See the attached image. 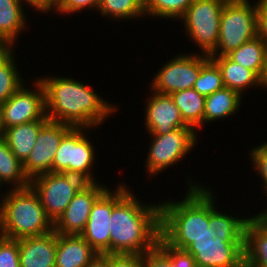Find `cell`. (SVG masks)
<instances>
[{"mask_svg":"<svg viewBox=\"0 0 267 267\" xmlns=\"http://www.w3.org/2000/svg\"><path fill=\"white\" fill-rule=\"evenodd\" d=\"M220 68L226 88L239 92L244 96L246 90L261 87L260 77L252 70L233 62L227 56H209Z\"/></svg>","mask_w":267,"mask_h":267,"instance_id":"obj_21","label":"cell"},{"mask_svg":"<svg viewBox=\"0 0 267 267\" xmlns=\"http://www.w3.org/2000/svg\"><path fill=\"white\" fill-rule=\"evenodd\" d=\"M3 186H5L2 182H1V180H0V191L2 190V189H4V187ZM6 190H4L3 192L5 193H3L2 194V191L0 192V204H1V202H2V200L4 199V197H5V195H6V192H5Z\"/></svg>","mask_w":267,"mask_h":267,"instance_id":"obj_45","label":"cell"},{"mask_svg":"<svg viewBox=\"0 0 267 267\" xmlns=\"http://www.w3.org/2000/svg\"><path fill=\"white\" fill-rule=\"evenodd\" d=\"M260 85H261L263 90H264V88L267 89V53L265 56L263 71H262V74L260 76Z\"/></svg>","mask_w":267,"mask_h":267,"instance_id":"obj_42","label":"cell"},{"mask_svg":"<svg viewBox=\"0 0 267 267\" xmlns=\"http://www.w3.org/2000/svg\"><path fill=\"white\" fill-rule=\"evenodd\" d=\"M23 6L20 0H0V40L13 48L20 34L29 26Z\"/></svg>","mask_w":267,"mask_h":267,"instance_id":"obj_20","label":"cell"},{"mask_svg":"<svg viewBox=\"0 0 267 267\" xmlns=\"http://www.w3.org/2000/svg\"><path fill=\"white\" fill-rule=\"evenodd\" d=\"M248 154L252 168L262 180L261 189H264L267 187V142L264 141V143L252 147Z\"/></svg>","mask_w":267,"mask_h":267,"instance_id":"obj_32","label":"cell"},{"mask_svg":"<svg viewBox=\"0 0 267 267\" xmlns=\"http://www.w3.org/2000/svg\"><path fill=\"white\" fill-rule=\"evenodd\" d=\"M108 188L109 186L100 181L86 183L54 223V230L63 235H80L87 224L93 204Z\"/></svg>","mask_w":267,"mask_h":267,"instance_id":"obj_14","label":"cell"},{"mask_svg":"<svg viewBox=\"0 0 267 267\" xmlns=\"http://www.w3.org/2000/svg\"><path fill=\"white\" fill-rule=\"evenodd\" d=\"M139 2V4L144 8L149 2L150 0H137Z\"/></svg>","mask_w":267,"mask_h":267,"instance_id":"obj_46","label":"cell"},{"mask_svg":"<svg viewBox=\"0 0 267 267\" xmlns=\"http://www.w3.org/2000/svg\"><path fill=\"white\" fill-rule=\"evenodd\" d=\"M226 0H194L179 19L184 33L203 54L209 55L217 46L221 14Z\"/></svg>","mask_w":267,"mask_h":267,"instance_id":"obj_8","label":"cell"},{"mask_svg":"<svg viewBox=\"0 0 267 267\" xmlns=\"http://www.w3.org/2000/svg\"><path fill=\"white\" fill-rule=\"evenodd\" d=\"M254 1L226 0L221 14L218 43L208 56H226L257 36L258 0Z\"/></svg>","mask_w":267,"mask_h":267,"instance_id":"obj_5","label":"cell"},{"mask_svg":"<svg viewBox=\"0 0 267 267\" xmlns=\"http://www.w3.org/2000/svg\"><path fill=\"white\" fill-rule=\"evenodd\" d=\"M59 1L60 0H52V12H54V9Z\"/></svg>","mask_w":267,"mask_h":267,"instance_id":"obj_48","label":"cell"},{"mask_svg":"<svg viewBox=\"0 0 267 267\" xmlns=\"http://www.w3.org/2000/svg\"><path fill=\"white\" fill-rule=\"evenodd\" d=\"M257 36L267 44V2L258 0L257 5Z\"/></svg>","mask_w":267,"mask_h":267,"instance_id":"obj_38","label":"cell"},{"mask_svg":"<svg viewBox=\"0 0 267 267\" xmlns=\"http://www.w3.org/2000/svg\"><path fill=\"white\" fill-rule=\"evenodd\" d=\"M13 49L1 62H0V104L10 98L24 83L22 72L18 70Z\"/></svg>","mask_w":267,"mask_h":267,"instance_id":"obj_28","label":"cell"},{"mask_svg":"<svg viewBox=\"0 0 267 267\" xmlns=\"http://www.w3.org/2000/svg\"><path fill=\"white\" fill-rule=\"evenodd\" d=\"M73 128L66 123L48 121L41 129L30 155L23 163L29 180L52 172L53 160L62 138Z\"/></svg>","mask_w":267,"mask_h":267,"instance_id":"obj_13","label":"cell"},{"mask_svg":"<svg viewBox=\"0 0 267 267\" xmlns=\"http://www.w3.org/2000/svg\"><path fill=\"white\" fill-rule=\"evenodd\" d=\"M188 176L186 194L181 200L160 203V237L170 246L186 250L195 239L214 238L209 227V186Z\"/></svg>","mask_w":267,"mask_h":267,"instance_id":"obj_2","label":"cell"},{"mask_svg":"<svg viewBox=\"0 0 267 267\" xmlns=\"http://www.w3.org/2000/svg\"><path fill=\"white\" fill-rule=\"evenodd\" d=\"M170 96L184 123L200 132V129L204 128L205 97L193 88L173 92Z\"/></svg>","mask_w":267,"mask_h":267,"instance_id":"obj_25","label":"cell"},{"mask_svg":"<svg viewBox=\"0 0 267 267\" xmlns=\"http://www.w3.org/2000/svg\"><path fill=\"white\" fill-rule=\"evenodd\" d=\"M99 5L100 0H60L54 9V13L57 12L58 15L64 14L66 16L67 14L74 15L78 12L81 13L84 9L86 11H97Z\"/></svg>","mask_w":267,"mask_h":267,"instance_id":"obj_34","label":"cell"},{"mask_svg":"<svg viewBox=\"0 0 267 267\" xmlns=\"http://www.w3.org/2000/svg\"><path fill=\"white\" fill-rule=\"evenodd\" d=\"M258 221L267 229V218L259 219Z\"/></svg>","mask_w":267,"mask_h":267,"instance_id":"obj_47","label":"cell"},{"mask_svg":"<svg viewBox=\"0 0 267 267\" xmlns=\"http://www.w3.org/2000/svg\"><path fill=\"white\" fill-rule=\"evenodd\" d=\"M194 0H150L144 7L146 17L179 20Z\"/></svg>","mask_w":267,"mask_h":267,"instance_id":"obj_30","label":"cell"},{"mask_svg":"<svg viewBox=\"0 0 267 267\" xmlns=\"http://www.w3.org/2000/svg\"><path fill=\"white\" fill-rule=\"evenodd\" d=\"M14 48L4 42L0 40V62L13 50Z\"/></svg>","mask_w":267,"mask_h":267,"instance_id":"obj_41","label":"cell"},{"mask_svg":"<svg viewBox=\"0 0 267 267\" xmlns=\"http://www.w3.org/2000/svg\"><path fill=\"white\" fill-rule=\"evenodd\" d=\"M124 182L108 188L93 204L80 236L98 253L110 254V217L112 208L130 191Z\"/></svg>","mask_w":267,"mask_h":267,"instance_id":"obj_11","label":"cell"},{"mask_svg":"<svg viewBox=\"0 0 267 267\" xmlns=\"http://www.w3.org/2000/svg\"><path fill=\"white\" fill-rule=\"evenodd\" d=\"M151 96L145 104L144 126L149 135H161L177 128L187 126L181 118L178 107L174 104L170 95L160 94L150 90Z\"/></svg>","mask_w":267,"mask_h":267,"instance_id":"obj_16","label":"cell"},{"mask_svg":"<svg viewBox=\"0 0 267 267\" xmlns=\"http://www.w3.org/2000/svg\"><path fill=\"white\" fill-rule=\"evenodd\" d=\"M197 267H237L244 261V243H228L222 238H203L186 249Z\"/></svg>","mask_w":267,"mask_h":267,"instance_id":"obj_15","label":"cell"},{"mask_svg":"<svg viewBox=\"0 0 267 267\" xmlns=\"http://www.w3.org/2000/svg\"><path fill=\"white\" fill-rule=\"evenodd\" d=\"M157 246L176 264V267H197L193 255L186 250L170 246L161 237L158 238Z\"/></svg>","mask_w":267,"mask_h":267,"instance_id":"obj_35","label":"cell"},{"mask_svg":"<svg viewBox=\"0 0 267 267\" xmlns=\"http://www.w3.org/2000/svg\"><path fill=\"white\" fill-rule=\"evenodd\" d=\"M97 254L80 235L57 233L55 267H86Z\"/></svg>","mask_w":267,"mask_h":267,"instance_id":"obj_19","label":"cell"},{"mask_svg":"<svg viewBox=\"0 0 267 267\" xmlns=\"http://www.w3.org/2000/svg\"><path fill=\"white\" fill-rule=\"evenodd\" d=\"M244 262L250 267H267V229L252 218L245 227Z\"/></svg>","mask_w":267,"mask_h":267,"instance_id":"obj_24","label":"cell"},{"mask_svg":"<svg viewBox=\"0 0 267 267\" xmlns=\"http://www.w3.org/2000/svg\"><path fill=\"white\" fill-rule=\"evenodd\" d=\"M143 267H176L170 258L156 245L141 255Z\"/></svg>","mask_w":267,"mask_h":267,"instance_id":"obj_36","label":"cell"},{"mask_svg":"<svg viewBox=\"0 0 267 267\" xmlns=\"http://www.w3.org/2000/svg\"><path fill=\"white\" fill-rule=\"evenodd\" d=\"M132 191L112 208L110 254L142 255L152 250L160 237V202L145 203Z\"/></svg>","mask_w":267,"mask_h":267,"instance_id":"obj_3","label":"cell"},{"mask_svg":"<svg viewBox=\"0 0 267 267\" xmlns=\"http://www.w3.org/2000/svg\"><path fill=\"white\" fill-rule=\"evenodd\" d=\"M0 180L5 187L8 185L9 189L30 186V180L23 170V163L12 153L4 137L0 138Z\"/></svg>","mask_w":267,"mask_h":267,"instance_id":"obj_26","label":"cell"},{"mask_svg":"<svg viewBox=\"0 0 267 267\" xmlns=\"http://www.w3.org/2000/svg\"><path fill=\"white\" fill-rule=\"evenodd\" d=\"M82 178L65 173H45L30 180L47 216L55 223L73 197L86 184Z\"/></svg>","mask_w":267,"mask_h":267,"instance_id":"obj_10","label":"cell"},{"mask_svg":"<svg viewBox=\"0 0 267 267\" xmlns=\"http://www.w3.org/2000/svg\"><path fill=\"white\" fill-rule=\"evenodd\" d=\"M6 190L0 204L1 236L18 240L45 235L54 230V223L31 186Z\"/></svg>","mask_w":267,"mask_h":267,"instance_id":"obj_4","label":"cell"},{"mask_svg":"<svg viewBox=\"0 0 267 267\" xmlns=\"http://www.w3.org/2000/svg\"><path fill=\"white\" fill-rule=\"evenodd\" d=\"M100 11V12H99ZM102 17L113 20H139L141 17L146 18L144 8L137 0H100L98 9ZM139 18V19H138Z\"/></svg>","mask_w":267,"mask_h":267,"instance_id":"obj_29","label":"cell"},{"mask_svg":"<svg viewBox=\"0 0 267 267\" xmlns=\"http://www.w3.org/2000/svg\"><path fill=\"white\" fill-rule=\"evenodd\" d=\"M224 83L222 73L217 64L210 59L202 68L193 89L204 97L215 91L223 89Z\"/></svg>","mask_w":267,"mask_h":267,"instance_id":"obj_31","label":"cell"},{"mask_svg":"<svg viewBox=\"0 0 267 267\" xmlns=\"http://www.w3.org/2000/svg\"><path fill=\"white\" fill-rule=\"evenodd\" d=\"M213 192L209 187V227L214 229L217 238L228 243H244L245 227L251 217H235L234 214L230 215L223 210L221 212L216 206V196Z\"/></svg>","mask_w":267,"mask_h":267,"instance_id":"obj_18","label":"cell"},{"mask_svg":"<svg viewBox=\"0 0 267 267\" xmlns=\"http://www.w3.org/2000/svg\"><path fill=\"white\" fill-rule=\"evenodd\" d=\"M21 267H55L57 232L18 239Z\"/></svg>","mask_w":267,"mask_h":267,"instance_id":"obj_17","label":"cell"},{"mask_svg":"<svg viewBox=\"0 0 267 267\" xmlns=\"http://www.w3.org/2000/svg\"><path fill=\"white\" fill-rule=\"evenodd\" d=\"M21 3L28 8H34L36 12H40L41 14L48 15L49 12L52 14V0H20ZM27 4V5H26Z\"/></svg>","mask_w":267,"mask_h":267,"instance_id":"obj_39","label":"cell"},{"mask_svg":"<svg viewBox=\"0 0 267 267\" xmlns=\"http://www.w3.org/2000/svg\"><path fill=\"white\" fill-rule=\"evenodd\" d=\"M266 53V42L256 36L226 56L233 62L254 71L260 77L263 71Z\"/></svg>","mask_w":267,"mask_h":267,"instance_id":"obj_27","label":"cell"},{"mask_svg":"<svg viewBox=\"0 0 267 267\" xmlns=\"http://www.w3.org/2000/svg\"><path fill=\"white\" fill-rule=\"evenodd\" d=\"M237 267H250V266H248L244 261L240 264V265H238Z\"/></svg>","mask_w":267,"mask_h":267,"instance_id":"obj_49","label":"cell"},{"mask_svg":"<svg viewBox=\"0 0 267 267\" xmlns=\"http://www.w3.org/2000/svg\"><path fill=\"white\" fill-rule=\"evenodd\" d=\"M242 100L239 92L226 87L205 97L204 124L236 115Z\"/></svg>","mask_w":267,"mask_h":267,"instance_id":"obj_23","label":"cell"},{"mask_svg":"<svg viewBox=\"0 0 267 267\" xmlns=\"http://www.w3.org/2000/svg\"><path fill=\"white\" fill-rule=\"evenodd\" d=\"M264 195L267 197V187L263 189ZM267 200V198H265ZM253 220L258 221L259 219L267 218V207L259 211L257 214L250 216Z\"/></svg>","mask_w":267,"mask_h":267,"instance_id":"obj_43","label":"cell"},{"mask_svg":"<svg viewBox=\"0 0 267 267\" xmlns=\"http://www.w3.org/2000/svg\"><path fill=\"white\" fill-rule=\"evenodd\" d=\"M93 130L89 127H73L61 140L52 166V172L75 175L87 183L98 182L95 177L97 149L88 136Z\"/></svg>","mask_w":267,"mask_h":267,"instance_id":"obj_6","label":"cell"},{"mask_svg":"<svg viewBox=\"0 0 267 267\" xmlns=\"http://www.w3.org/2000/svg\"><path fill=\"white\" fill-rule=\"evenodd\" d=\"M37 77L44 86L49 121L98 129L118 110L116 103L104 100L91 85L83 81L67 76Z\"/></svg>","mask_w":267,"mask_h":267,"instance_id":"obj_1","label":"cell"},{"mask_svg":"<svg viewBox=\"0 0 267 267\" xmlns=\"http://www.w3.org/2000/svg\"><path fill=\"white\" fill-rule=\"evenodd\" d=\"M0 267H21L18 240L0 235Z\"/></svg>","mask_w":267,"mask_h":267,"instance_id":"obj_33","label":"cell"},{"mask_svg":"<svg viewBox=\"0 0 267 267\" xmlns=\"http://www.w3.org/2000/svg\"><path fill=\"white\" fill-rule=\"evenodd\" d=\"M151 140L145 161L146 173L152 178L166 171L169 167L184 160L195 146H198L199 135L191 127L177 128L161 135H149ZM155 175V176H154Z\"/></svg>","mask_w":267,"mask_h":267,"instance_id":"obj_7","label":"cell"},{"mask_svg":"<svg viewBox=\"0 0 267 267\" xmlns=\"http://www.w3.org/2000/svg\"><path fill=\"white\" fill-rule=\"evenodd\" d=\"M109 267H143L141 255L109 254Z\"/></svg>","mask_w":267,"mask_h":267,"instance_id":"obj_37","label":"cell"},{"mask_svg":"<svg viewBox=\"0 0 267 267\" xmlns=\"http://www.w3.org/2000/svg\"><path fill=\"white\" fill-rule=\"evenodd\" d=\"M86 267H109V254H97Z\"/></svg>","mask_w":267,"mask_h":267,"instance_id":"obj_40","label":"cell"},{"mask_svg":"<svg viewBox=\"0 0 267 267\" xmlns=\"http://www.w3.org/2000/svg\"><path fill=\"white\" fill-rule=\"evenodd\" d=\"M184 53V54H183ZM181 52L167 60L152 77L149 88L160 94L170 95L194 87L201 68L211 59L200 52Z\"/></svg>","mask_w":267,"mask_h":267,"instance_id":"obj_9","label":"cell"},{"mask_svg":"<svg viewBox=\"0 0 267 267\" xmlns=\"http://www.w3.org/2000/svg\"><path fill=\"white\" fill-rule=\"evenodd\" d=\"M31 84L29 89L24 83L10 98L1 103L5 129L37 120H48L44 86L35 77Z\"/></svg>","mask_w":267,"mask_h":267,"instance_id":"obj_12","label":"cell"},{"mask_svg":"<svg viewBox=\"0 0 267 267\" xmlns=\"http://www.w3.org/2000/svg\"><path fill=\"white\" fill-rule=\"evenodd\" d=\"M4 134H5V127L3 123L2 109H1V104H0V138L4 137Z\"/></svg>","mask_w":267,"mask_h":267,"instance_id":"obj_44","label":"cell"},{"mask_svg":"<svg viewBox=\"0 0 267 267\" xmlns=\"http://www.w3.org/2000/svg\"><path fill=\"white\" fill-rule=\"evenodd\" d=\"M49 120H37L26 124L15 125L5 129L4 139L12 153L22 163L33 150L40 129Z\"/></svg>","mask_w":267,"mask_h":267,"instance_id":"obj_22","label":"cell"}]
</instances>
